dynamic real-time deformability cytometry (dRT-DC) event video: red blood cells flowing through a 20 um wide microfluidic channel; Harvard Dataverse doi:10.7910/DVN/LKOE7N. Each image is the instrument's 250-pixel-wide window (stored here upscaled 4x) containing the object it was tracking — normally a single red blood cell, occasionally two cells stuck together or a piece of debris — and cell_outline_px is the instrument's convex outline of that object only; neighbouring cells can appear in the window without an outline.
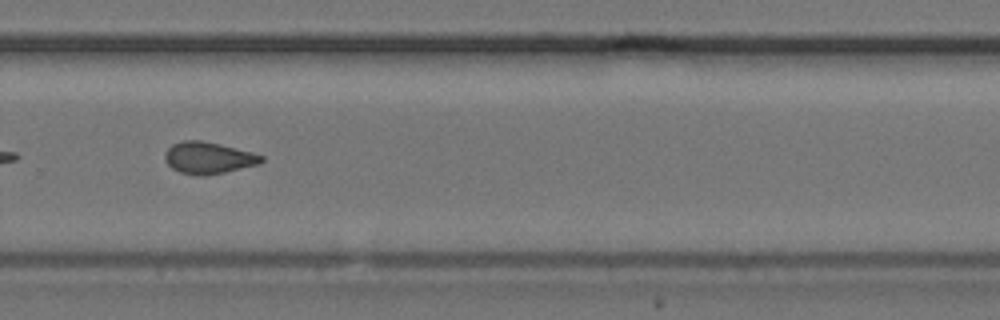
{"species": "common noctule bat (a hibernating species)", "species_latin": "Nyctalus noctula", "temperature_condition": "cold", "stored_images_in_passage": 38, "camera_frame_rate_fps": 3000, "um_per_image_px": 0.085, "animal": {"sex": "female", "body_mass_g": 24.6, "forearm_length_mm": 56.2}, "frame": {"image": 1, "passage_image": 22, "time_ms": 7.0, "image_size_px": [1000, 320], "cell_outline_px": [[264, 160], [260, 164], [224, 172], [204, 176], [200, 176], [180, 172], [172, 168], [168, 164], [164, 156], [168, 148], [172, 144], [184, 140], [200, 140], [220, 144], [252, 152], [264, 156]], "centroid_in_image_um": [17.73, 13.42], "position_along_channel_um": 312.1, "area_um2": 17.8}}